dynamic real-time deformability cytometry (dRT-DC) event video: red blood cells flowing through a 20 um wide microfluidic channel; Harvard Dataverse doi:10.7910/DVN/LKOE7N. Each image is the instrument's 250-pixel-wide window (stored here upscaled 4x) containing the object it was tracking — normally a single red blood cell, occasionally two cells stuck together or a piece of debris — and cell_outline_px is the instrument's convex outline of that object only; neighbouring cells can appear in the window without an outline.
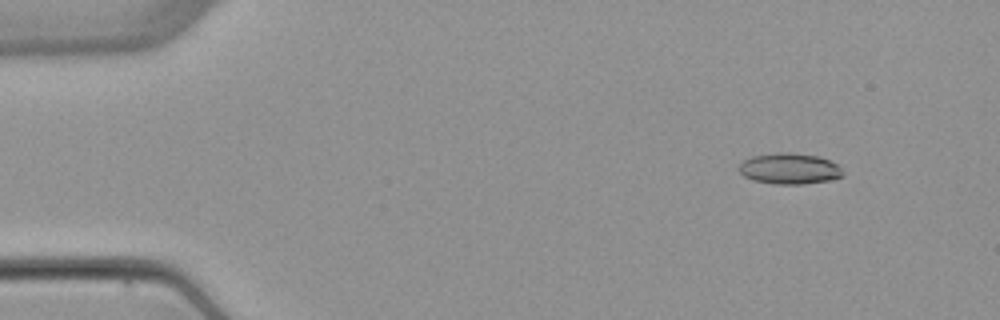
{"species": "common noctule bat (a hibernating species)", "species_latin": "Nyctalus noctula", "temperature_condition": "warm", "stored_images_in_passage": 6, "camera_frame_rate_fps": 3000, "um_per_image_px": 0.085, "animal": {"sex": "female", "body_mass_g": 22.7, "forearm_length_mm": 54.2}, "frame": {"image": 1, "passage_image": 2, "time_ms": 1.0, "image_size_px": [1000, 320], "cell_outline_px": [[844, 176], [828, 180], [800, 184], [776, 184], [752, 180], [744, 176], [740, 172], [740, 164], [744, 160], [752, 156], [780, 152], [792, 152], [816, 156], [828, 160], [836, 164], [844, 172]], "centroid_in_image_um": [67.1, 14.33], "position_along_channel_um": 17.9, "area_um2": 18.55}}
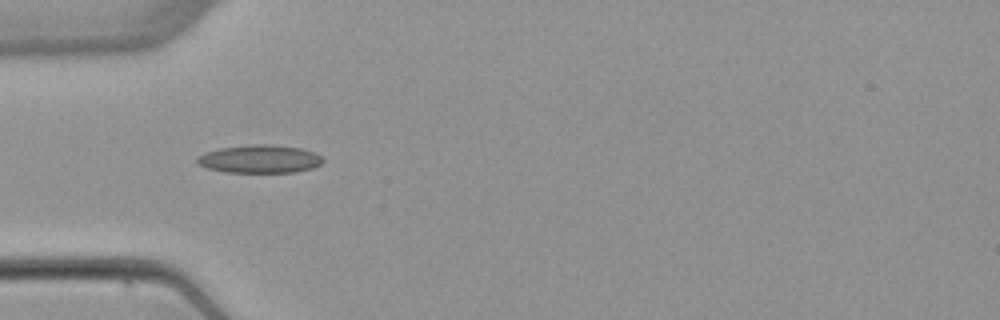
{"frame": {"image": 2, "passage_image": 5, "time_ms": 4.667, "image_size_px": [1000, 320], "cell_outline_px": [[324, 160], [320, 164], [312, 168], [296, 172], [224, 172], [208, 168], [196, 164], [196, 156], [204, 152], [220, 148], [248, 144], [272, 144], [300, 148], [316, 152]], "centroid_in_image_um": [22.04, 13.5], "position_along_channel_um": 63.0, "area_um2": 20.81}}
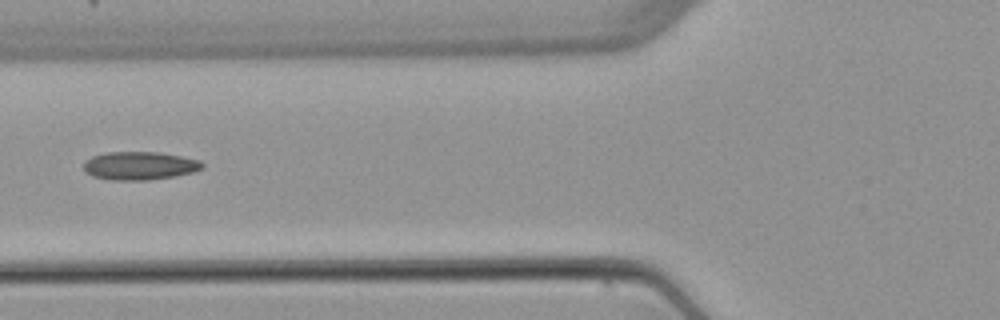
{"frame": {"image": 3, "passage_image": 6, "time_ms": 6.0, "image_size_px": [1000, 320], "cell_outline_px": [[204, 168], [192, 172], [176, 176], [148, 180], [112, 180], [92, 176], [84, 172], [84, 160], [92, 156], [104, 152], [160, 152], [200, 160], [204, 164]], "centroid_in_image_um": [11.85, 14.08], "position_along_channel_um": 113.9, "area_um2": 19.71}}